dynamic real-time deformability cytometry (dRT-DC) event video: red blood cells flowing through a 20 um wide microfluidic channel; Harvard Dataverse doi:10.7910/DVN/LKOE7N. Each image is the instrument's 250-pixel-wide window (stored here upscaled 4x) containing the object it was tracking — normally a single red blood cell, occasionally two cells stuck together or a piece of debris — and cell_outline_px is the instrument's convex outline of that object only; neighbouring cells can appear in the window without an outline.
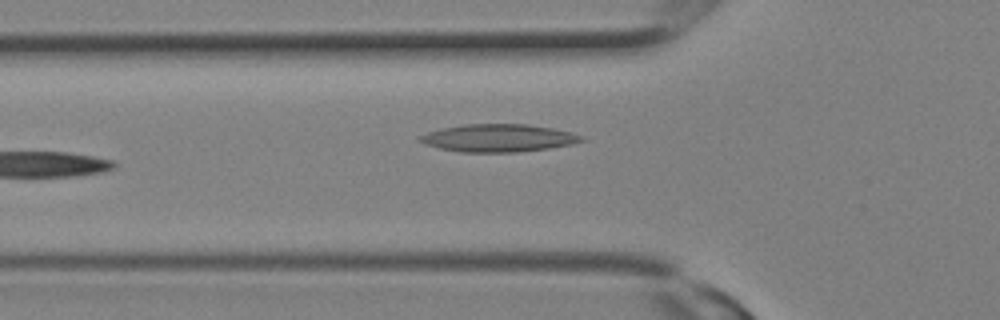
{"species": "Egyptian fruit bat (a non-hibernating species)", "species_latin": "Rousettus aegyptiacus", "temperature_condition": "room temperature", "stored_images_in_passage": 10, "camera_frame_rate_fps": 3000, "um_per_image_px": 0.085, "animal": {"sex": "female"}, "frame": {"image": 1, "passage_image": 10, "time_ms": 3.0, "image_size_px": [1000, 320], "cell_outline_px": [[584, 140], [572, 144], [548, 148], [520, 152], [460, 152], [440, 148], [424, 144], [420, 140], [420, 136], [428, 132], [444, 128], [464, 124], [528, 124], [552, 128], [572, 132], [584, 136]], "centroid_in_image_um": [42.4, 11.73], "position_along_channel_um": 83.4, "area_um2": 25.95}}